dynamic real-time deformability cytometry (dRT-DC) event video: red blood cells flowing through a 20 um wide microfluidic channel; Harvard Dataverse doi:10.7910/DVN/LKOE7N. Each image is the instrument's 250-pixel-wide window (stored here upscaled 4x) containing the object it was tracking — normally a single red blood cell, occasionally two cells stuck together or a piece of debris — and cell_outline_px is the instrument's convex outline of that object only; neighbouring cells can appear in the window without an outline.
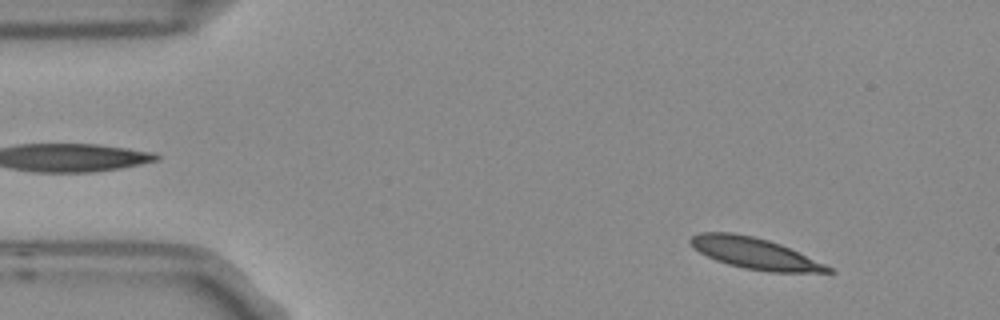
{"species": "Egyptian fruit bat (a non-hibernating species)", "species_latin": "Rousettus aegyptiacus", "temperature_condition": "room temperature", "stored_images_in_passage": 7, "camera_frame_rate_fps": 3000, "um_per_image_px": 0.085, "frame": {"image": 1, "passage_image": 1, "time_ms": 0.0, "image_size_px": [1000, 320], "cell_outline_px": [[836, 272], [768, 272], [744, 268], [728, 264], [716, 260], [692, 248], [688, 240], [692, 236], [700, 232], [732, 232], [752, 236], [768, 240], [780, 244], [824, 264], [832, 268]], "centroid_in_image_um": [64.1, 21.52], "position_along_channel_um": 20.9, "area_um2": 24.74}}